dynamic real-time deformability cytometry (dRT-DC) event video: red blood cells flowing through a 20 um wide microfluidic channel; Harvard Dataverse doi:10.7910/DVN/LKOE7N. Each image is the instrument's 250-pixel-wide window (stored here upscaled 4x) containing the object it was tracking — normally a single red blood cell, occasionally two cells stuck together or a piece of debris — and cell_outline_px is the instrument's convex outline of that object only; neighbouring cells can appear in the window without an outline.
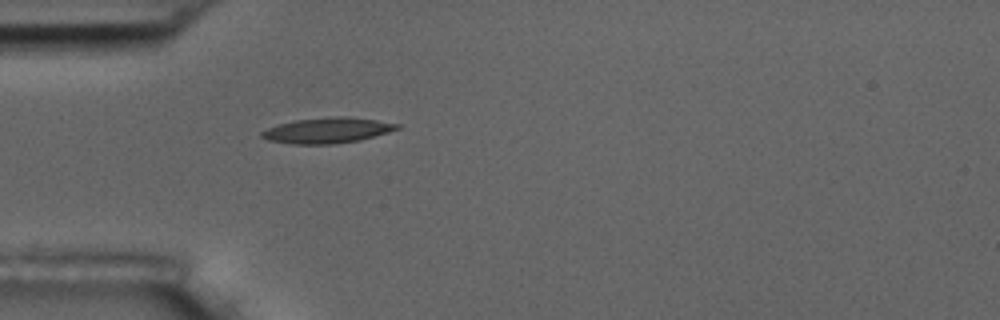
{"species": "common noctule bat (a hibernating species)", "species_latin": "Nyctalus noctula", "temperature_condition": "room temperature", "stored_images_in_passage": 1, "camera_frame_rate_fps": 3000, "um_per_image_px": 0.085, "animal": {"sex": "male", "body_mass_g": 17.5, "forearm_length_mm": 52.3}, "frame": {"image": 1, "passage_image": 1, "time_ms": 0.0, "image_size_px": [1000, 320], "cell_outline_px": [[400, 128], [388, 132], [360, 140], [332, 144], [292, 144], [268, 140], [260, 136], [260, 132], [268, 128], [280, 124], [296, 120], [332, 116], [348, 116], [376, 120], [400, 124]], "centroid_in_image_um": [27.83, 11.08], "position_along_channel_um": 57.2, "area_um2": 20.06}}